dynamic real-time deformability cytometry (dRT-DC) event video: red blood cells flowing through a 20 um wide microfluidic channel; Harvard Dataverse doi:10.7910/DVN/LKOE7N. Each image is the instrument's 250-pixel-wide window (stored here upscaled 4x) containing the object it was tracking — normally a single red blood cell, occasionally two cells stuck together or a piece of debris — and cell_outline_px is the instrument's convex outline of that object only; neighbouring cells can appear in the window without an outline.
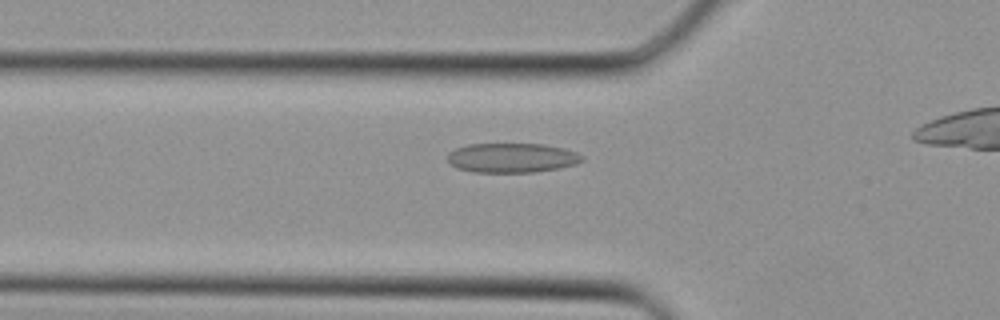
{"species": "Egyptian fruit bat (a non-hibernating species)", "species_latin": "Rousettus aegyptiacus", "temperature_condition": "cold", "stored_images_in_passage": 21, "segment_of_instrument_passage": [1, 2], "camera_frame_rate_fps": 3000, "um_per_image_px": 0.085, "animal": {"sex": "female"}, "frame": {"image": 1, "passage_image": 3, "time_ms": 0.667, "image_size_px": [1000, 320], "cell_outline_px": [[584, 160], [576, 164], [560, 168], [536, 172], [472, 172], [456, 168], [448, 164], [448, 152], [456, 148], [468, 144], [544, 144], [564, 148], [576, 152], [584, 156]], "centroid_in_image_um": [43.51, 13.42], "position_along_channel_um": 82.3, "area_um2": 23.41}}
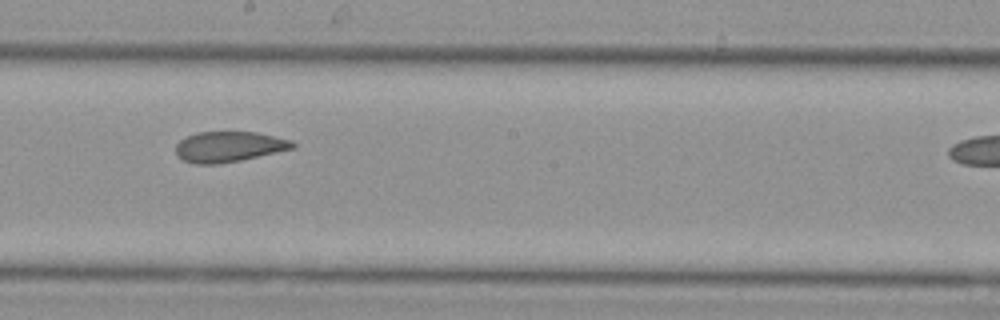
{"frame": {"image": 2, "passage_image": 11, "time_ms": 3.333, "image_size_px": [1000, 320], "cell_outline_px": [[296, 148], [240, 160], [220, 164], [196, 164], [184, 160], [176, 156], [176, 144], [180, 140], [196, 132], [256, 132], [292, 140], [296, 144]], "centroid_in_image_um": [19.46, 12.47], "position_along_channel_um": 228.7, "area_um2": 20.81}}
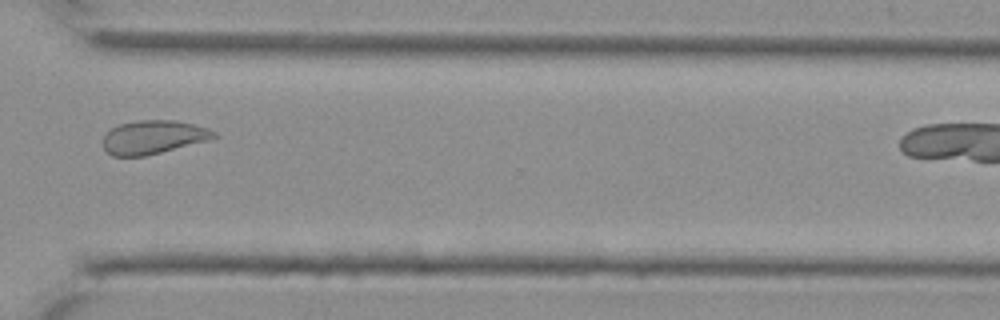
{"frame": {"image": 3, "passage_image": 18, "time_ms": 5.667, "image_size_px": [1000, 320], "cell_outline_px": [[220, 136], [212, 140], [144, 156], [112, 156], [104, 148], [104, 132], [120, 124], [136, 120], [176, 120], [208, 128], [216, 132]], "centroid_in_image_um": [13.07, 11.65], "position_along_channel_um": 357.5, "area_um2": 21.91}}